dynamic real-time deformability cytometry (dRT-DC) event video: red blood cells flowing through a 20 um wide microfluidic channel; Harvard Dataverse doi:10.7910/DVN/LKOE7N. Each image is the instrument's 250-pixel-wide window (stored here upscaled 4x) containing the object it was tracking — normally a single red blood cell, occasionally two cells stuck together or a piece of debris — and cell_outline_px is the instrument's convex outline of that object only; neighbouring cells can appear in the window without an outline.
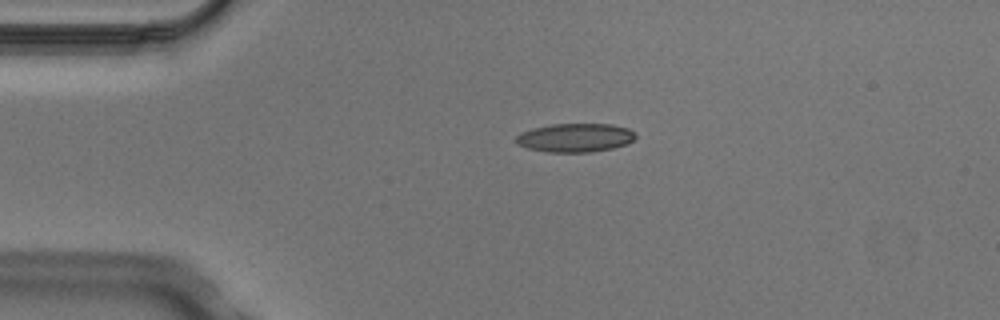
{"species": "Egyptian fruit bat (a non-hibernating species)", "species_latin": "Rousettus aegyptiacus", "temperature_condition": "cold", "stored_images_in_passage": 1, "camera_frame_rate_fps": 3000, "um_per_image_px": 0.085, "animal": {"sex": "male"}, "frame": {"image": 1, "passage_image": 1, "time_ms": 0.0, "image_size_px": [1000, 320], "cell_outline_px": [[636, 136], [628, 144], [612, 148], [592, 152], [548, 152], [528, 148], [516, 144], [516, 136], [520, 132], [532, 128], [552, 124], [612, 124], [628, 128], [636, 132]], "centroid_in_image_um": [48.9, 11.7], "position_along_channel_um": 36.1, "area_um2": 20.11}}